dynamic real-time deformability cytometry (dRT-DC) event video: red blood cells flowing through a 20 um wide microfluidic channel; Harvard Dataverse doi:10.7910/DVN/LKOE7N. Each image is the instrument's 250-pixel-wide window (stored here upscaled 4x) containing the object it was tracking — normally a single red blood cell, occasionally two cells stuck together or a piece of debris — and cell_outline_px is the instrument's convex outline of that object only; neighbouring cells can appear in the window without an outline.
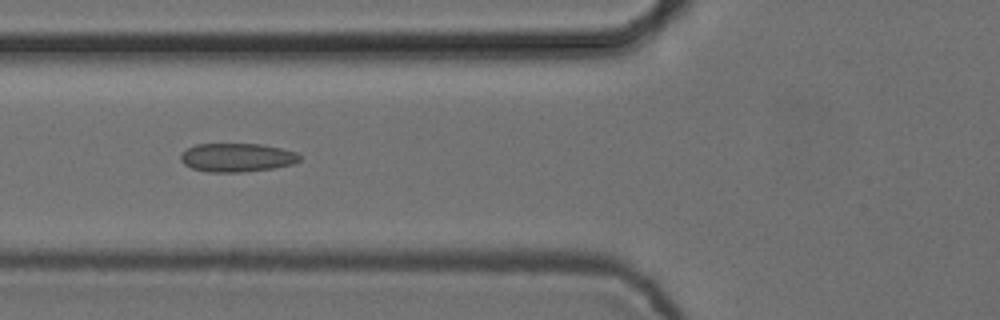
{"species": "common noctule bat (a hibernating species)", "species_latin": "Nyctalus noctula", "temperature_condition": "cold", "stored_images_in_passage": 7, "camera_frame_rate_fps": 3000, "um_per_image_px": 0.085, "animal": {"sex": "female", "body_mass_g": 24.6, "forearm_length_mm": 56.2}, "frame": {"image": 1, "passage_image": 5, "time_ms": 1.333, "image_size_px": [1000, 320], "cell_outline_px": [[300, 160], [292, 164], [276, 168], [244, 172], [208, 172], [192, 168], [184, 164], [180, 160], [180, 156], [188, 148], [196, 144], [260, 144], [280, 148], [296, 152], [300, 156]], "centroid_in_image_um": [20.15, 13.4], "position_along_channel_um": 105.7, "area_um2": 19.83}}
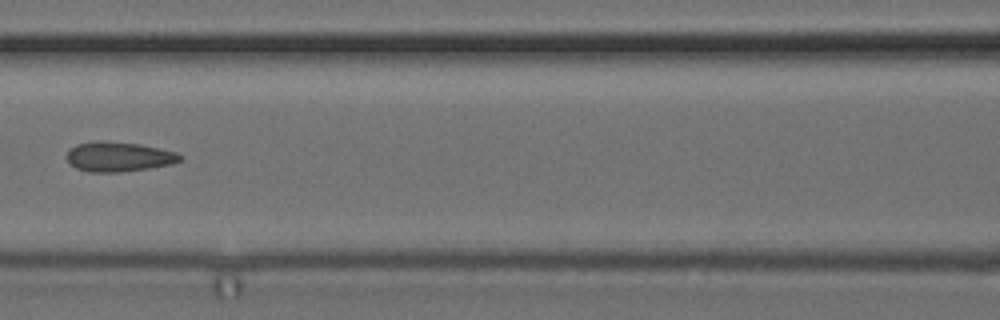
{"frame": {"image": 2, "passage_image": 6, "time_ms": 1.667, "image_size_px": [1000, 320], "cell_outline_px": [[184, 160], [172, 164], [148, 168], [120, 172], [88, 172], [76, 168], [68, 160], [68, 152], [76, 144], [96, 140], [104, 140], [140, 144], [176, 152], [184, 156]], "centroid_in_image_um": [10.13, 13.31], "position_along_channel_um": 156.5, "area_um2": 19.71}}
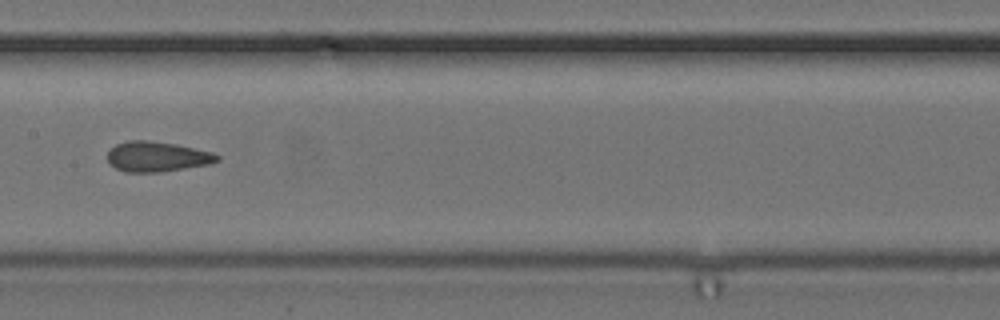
{"frame": {"image": 3, "passage_image": 7, "time_ms": 2.0, "image_size_px": [1000, 320], "cell_outline_px": [[220, 160], [208, 164], [160, 172], [124, 172], [116, 168], [108, 160], [108, 152], [116, 144], [128, 140], [148, 140], [176, 144], [212, 152], [220, 156]], "centroid_in_image_um": [13.35, 13.31], "position_along_channel_um": 194.1, "area_um2": 19.13}}